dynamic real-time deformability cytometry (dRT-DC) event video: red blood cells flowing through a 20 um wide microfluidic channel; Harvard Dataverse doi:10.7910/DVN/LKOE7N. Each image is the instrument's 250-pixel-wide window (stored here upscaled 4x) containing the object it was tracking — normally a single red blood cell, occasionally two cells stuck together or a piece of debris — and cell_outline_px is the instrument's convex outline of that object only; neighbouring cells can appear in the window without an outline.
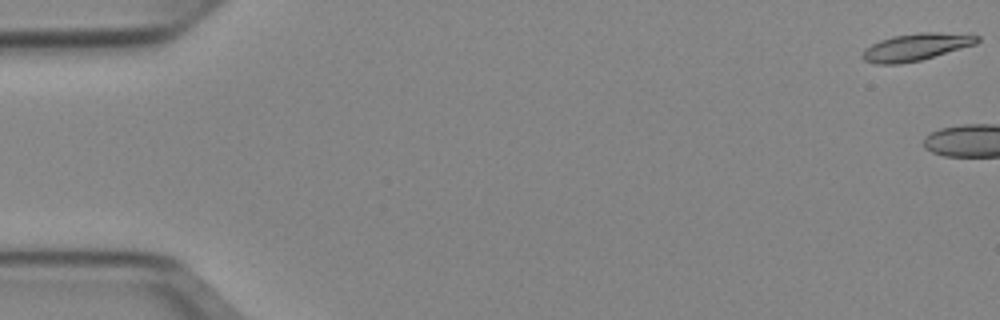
{"species": "Egyptian fruit bat (a non-hibernating species)", "species_latin": "Rousettus aegyptiacus", "temperature_condition": "cold", "stored_images_in_passage": 4, "camera_frame_rate_fps": 3000, "um_per_image_px": 0.085, "animal": {"sex": "female"}, "frame": {"image": 1, "passage_image": 1, "time_ms": 0.0, "image_size_px": [1000, 320], "cell_outline_px": [[980, 40], [976, 44], [920, 60], [900, 64], [876, 64], [864, 60], [860, 56], [864, 48], [880, 40], [892, 36], [920, 32], [972, 32], [980, 36]], "centroid_in_image_um": [77.92, 3.97], "position_along_channel_um": 7.1, "area_um2": 18.61}}